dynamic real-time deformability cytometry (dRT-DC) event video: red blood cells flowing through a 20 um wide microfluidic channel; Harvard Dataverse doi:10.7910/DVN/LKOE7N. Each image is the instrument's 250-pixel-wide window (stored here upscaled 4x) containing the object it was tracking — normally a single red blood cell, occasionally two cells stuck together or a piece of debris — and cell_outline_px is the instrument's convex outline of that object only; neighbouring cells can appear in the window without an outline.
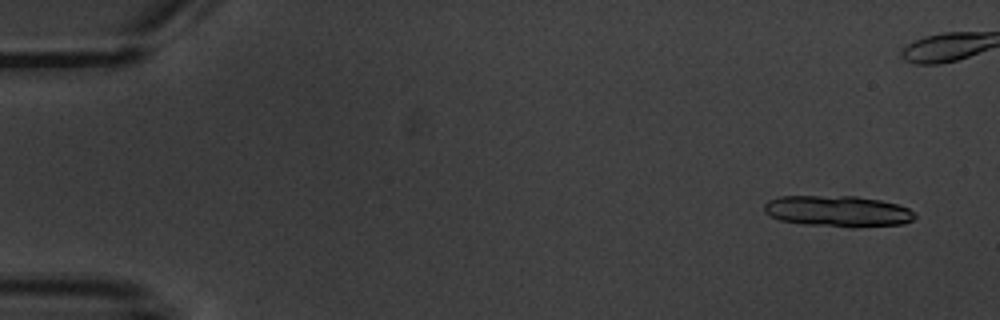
{"species": "common noctule bat (a hibernating species)", "species_latin": "Nyctalus noctula", "temperature_condition": "warm", "stored_images_in_passage": 5, "camera_frame_rate_fps": 3000, "um_per_image_px": 0.085, "animal": {"sex": "male", "body_mass_g": 20.1, "forearm_length_mm": 53.5}, "frame": {"image": 1, "passage_image": 1, "time_ms": 0.0, "image_size_px": [1000, 320], "cell_outline_px": [[916, 216], [912, 220], [904, 224], [852, 228], [804, 224], [780, 220], [764, 212], [764, 204], [768, 200], [776, 196], [856, 196], [880, 200], [896, 204], [908, 208]], "centroid_in_image_um": [71.2, 17.95], "position_along_channel_um": 13.8, "area_um2": 27.51}}
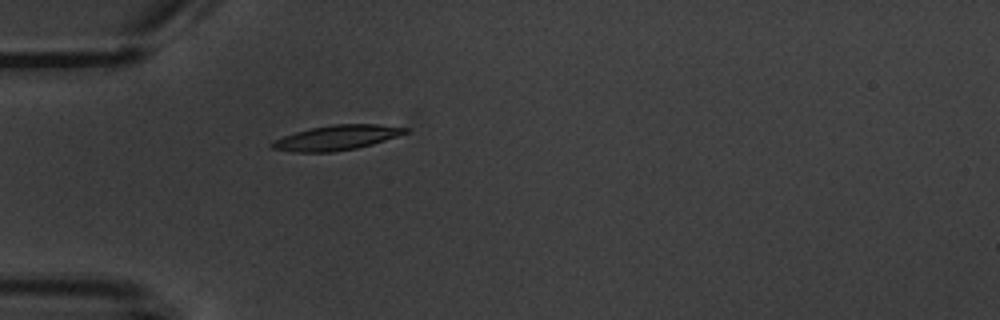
{"frame": {"image": 2, "passage_image": 5, "time_ms": 6.333, "image_size_px": [1000, 320], "cell_outline_px": [[408, 132], [372, 144], [356, 148], [332, 152], [292, 152], [268, 148], [268, 144], [284, 136], [296, 132], [312, 128], [332, 124], [376, 124], [408, 128]], "centroid_in_image_um": [28.56, 11.71], "position_along_channel_um": 56.4, "area_um2": 19.13}}